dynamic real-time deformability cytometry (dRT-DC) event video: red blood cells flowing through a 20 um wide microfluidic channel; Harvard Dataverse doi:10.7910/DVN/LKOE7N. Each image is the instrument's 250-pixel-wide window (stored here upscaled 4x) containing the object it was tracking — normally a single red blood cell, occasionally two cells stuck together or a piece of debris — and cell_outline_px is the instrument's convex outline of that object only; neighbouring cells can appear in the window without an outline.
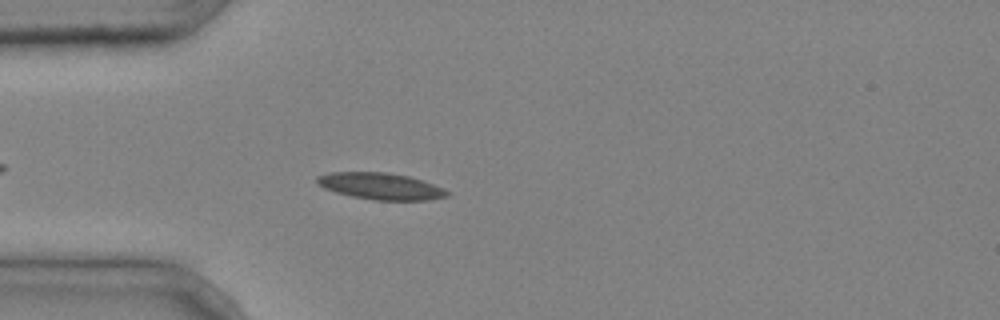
{"species": "common noctule bat (a hibernating species)", "species_latin": "Nyctalus noctula", "temperature_condition": "cold", "stored_images_in_passage": 3, "camera_frame_rate_fps": 3000, "um_per_image_px": 0.085, "animal": {"sex": "male", "body_mass_g": 20.4}, "frame": {"image": 1, "passage_image": 3, "time_ms": 0.667, "image_size_px": [1000, 320], "cell_outline_px": [[448, 196], [428, 200], [376, 200], [352, 196], [336, 192], [324, 188], [316, 184], [316, 176], [332, 172], [384, 172], [408, 176], [444, 188], [448, 192]], "centroid_in_image_um": [32.32, 15.82], "position_along_channel_um": 52.7, "area_um2": 20.0}}